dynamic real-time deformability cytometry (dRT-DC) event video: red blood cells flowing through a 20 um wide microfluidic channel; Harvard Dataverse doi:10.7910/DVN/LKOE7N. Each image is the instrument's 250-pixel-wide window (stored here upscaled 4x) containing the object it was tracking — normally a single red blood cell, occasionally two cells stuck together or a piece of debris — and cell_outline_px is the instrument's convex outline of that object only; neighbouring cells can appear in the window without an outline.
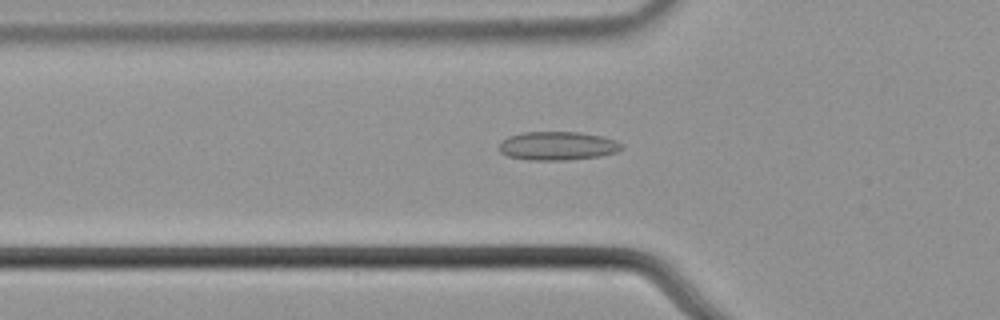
{"species": "common noctule bat (a hibernating species)", "species_latin": "Nyctalus noctula", "temperature_condition": "cold", "stored_images_in_passage": 57, "camera_frame_rate_fps": 3000, "um_per_image_px": 0.085, "animal": {"sex": "male", "body_mass_g": 21.5, "forearm_length_mm": 52.0}, "frame": {"image": 1, "passage_image": 20, "time_ms": 6.333, "image_size_px": [1000, 320], "cell_outline_px": [[624, 148], [616, 152], [600, 156], [568, 160], [528, 160], [508, 156], [500, 152], [500, 144], [508, 136], [524, 132], [580, 132], [600, 136], [616, 140], [624, 144]], "centroid_in_image_um": [47.43, 12.4], "position_along_channel_um": 78.4, "area_um2": 20.46}}
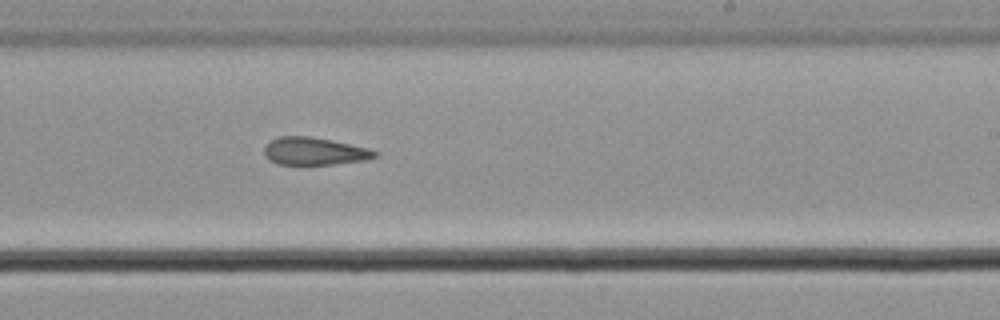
{"frame": {"image": 2, "passage_image": 35, "time_ms": 11.333, "image_size_px": [1000, 320], "cell_outline_px": [[380, 156], [364, 160], [332, 164], [280, 164], [268, 160], [264, 152], [264, 148], [272, 140], [280, 136], [308, 136], [332, 140], [368, 148], [380, 152]], "centroid_in_image_um": [26.76, 12.85], "position_along_channel_um": 262.2, "area_um2": 17.69}}
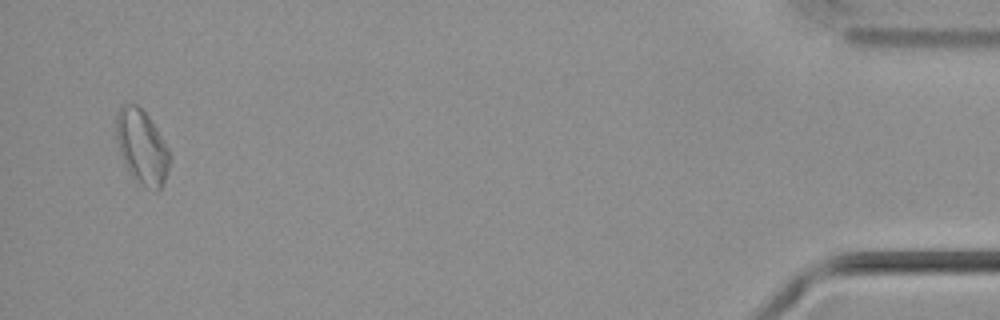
{"frame": {"image": 3, "passage_image": 55, "time_ms": 18.0, "image_size_px": [1000, 320], "cell_outline_px": [[172, 160], [164, 180], [160, 188], [156, 192], [136, 184], [124, 164], [120, 152], [116, 136], [116, 116], [120, 108], [124, 104], [136, 104], [148, 116], [156, 128], [168, 148], [172, 156]], "centroid_in_image_um": [12.07, 12.55], "position_along_channel_um": 423.1, "area_um2": 23.35}, "authors_computed_cell_mechanics": {"area_um2": 19.5942, "velocity_mm_per_s": 3.6778, "shape_relaxation_time_tau1_ms": null, "shape_relaxation_time_tau2_ms": 3.378, "deformation_change_tau1": null, "deformation_change_tau2": 0.0994}}